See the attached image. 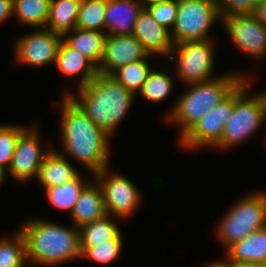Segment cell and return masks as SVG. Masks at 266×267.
Wrapping results in <instances>:
<instances>
[{
	"label": "cell",
	"mask_w": 266,
	"mask_h": 267,
	"mask_svg": "<svg viewBox=\"0 0 266 267\" xmlns=\"http://www.w3.org/2000/svg\"><path fill=\"white\" fill-rule=\"evenodd\" d=\"M173 88L172 78L164 72L152 71L143 84L140 94L149 101L160 102L170 95Z\"/></svg>",
	"instance_id": "30"
},
{
	"label": "cell",
	"mask_w": 266,
	"mask_h": 267,
	"mask_svg": "<svg viewBox=\"0 0 266 267\" xmlns=\"http://www.w3.org/2000/svg\"><path fill=\"white\" fill-rule=\"evenodd\" d=\"M253 15L266 26V2L257 4Z\"/></svg>",
	"instance_id": "35"
},
{
	"label": "cell",
	"mask_w": 266,
	"mask_h": 267,
	"mask_svg": "<svg viewBox=\"0 0 266 267\" xmlns=\"http://www.w3.org/2000/svg\"><path fill=\"white\" fill-rule=\"evenodd\" d=\"M81 0H51L46 29L64 36L76 28Z\"/></svg>",
	"instance_id": "22"
},
{
	"label": "cell",
	"mask_w": 266,
	"mask_h": 267,
	"mask_svg": "<svg viewBox=\"0 0 266 267\" xmlns=\"http://www.w3.org/2000/svg\"><path fill=\"white\" fill-rule=\"evenodd\" d=\"M144 7L143 0H106V34H133L137 17Z\"/></svg>",
	"instance_id": "16"
},
{
	"label": "cell",
	"mask_w": 266,
	"mask_h": 267,
	"mask_svg": "<svg viewBox=\"0 0 266 267\" xmlns=\"http://www.w3.org/2000/svg\"><path fill=\"white\" fill-rule=\"evenodd\" d=\"M221 19L220 12L212 4L202 0H178V13L172 27L174 44L208 40L209 28Z\"/></svg>",
	"instance_id": "7"
},
{
	"label": "cell",
	"mask_w": 266,
	"mask_h": 267,
	"mask_svg": "<svg viewBox=\"0 0 266 267\" xmlns=\"http://www.w3.org/2000/svg\"><path fill=\"white\" fill-rule=\"evenodd\" d=\"M62 36L41 28L16 41V61L33 66L55 62Z\"/></svg>",
	"instance_id": "12"
},
{
	"label": "cell",
	"mask_w": 266,
	"mask_h": 267,
	"mask_svg": "<svg viewBox=\"0 0 266 267\" xmlns=\"http://www.w3.org/2000/svg\"><path fill=\"white\" fill-rule=\"evenodd\" d=\"M202 1L212 4L218 10H220L224 4V0H202Z\"/></svg>",
	"instance_id": "38"
},
{
	"label": "cell",
	"mask_w": 266,
	"mask_h": 267,
	"mask_svg": "<svg viewBox=\"0 0 266 267\" xmlns=\"http://www.w3.org/2000/svg\"><path fill=\"white\" fill-rule=\"evenodd\" d=\"M55 62L63 75L81 74L79 87L86 86L98 75L97 67L84 55L70 47L63 39L58 48Z\"/></svg>",
	"instance_id": "18"
},
{
	"label": "cell",
	"mask_w": 266,
	"mask_h": 267,
	"mask_svg": "<svg viewBox=\"0 0 266 267\" xmlns=\"http://www.w3.org/2000/svg\"><path fill=\"white\" fill-rule=\"evenodd\" d=\"M95 182L84 187L70 213L77 228L107 215L102 189L97 180Z\"/></svg>",
	"instance_id": "17"
},
{
	"label": "cell",
	"mask_w": 266,
	"mask_h": 267,
	"mask_svg": "<svg viewBox=\"0 0 266 267\" xmlns=\"http://www.w3.org/2000/svg\"><path fill=\"white\" fill-rule=\"evenodd\" d=\"M26 131L24 127L16 125H0V173L4 179L15 153L19 137Z\"/></svg>",
	"instance_id": "29"
},
{
	"label": "cell",
	"mask_w": 266,
	"mask_h": 267,
	"mask_svg": "<svg viewBox=\"0 0 266 267\" xmlns=\"http://www.w3.org/2000/svg\"><path fill=\"white\" fill-rule=\"evenodd\" d=\"M26 260V242L20 229L14 239H0V267H26Z\"/></svg>",
	"instance_id": "28"
},
{
	"label": "cell",
	"mask_w": 266,
	"mask_h": 267,
	"mask_svg": "<svg viewBox=\"0 0 266 267\" xmlns=\"http://www.w3.org/2000/svg\"><path fill=\"white\" fill-rule=\"evenodd\" d=\"M106 35L105 31L83 30L76 27L74 30L66 33L63 36V40L70 47L88 58L98 68L104 54Z\"/></svg>",
	"instance_id": "20"
},
{
	"label": "cell",
	"mask_w": 266,
	"mask_h": 267,
	"mask_svg": "<svg viewBox=\"0 0 266 267\" xmlns=\"http://www.w3.org/2000/svg\"><path fill=\"white\" fill-rule=\"evenodd\" d=\"M36 126L26 130L17 142L15 153L9 167V173L17 181H28L37 178L39 168L48 151L40 147ZM43 151V152H42Z\"/></svg>",
	"instance_id": "14"
},
{
	"label": "cell",
	"mask_w": 266,
	"mask_h": 267,
	"mask_svg": "<svg viewBox=\"0 0 266 267\" xmlns=\"http://www.w3.org/2000/svg\"><path fill=\"white\" fill-rule=\"evenodd\" d=\"M151 56L133 34L106 35L98 73L112 75L120 67Z\"/></svg>",
	"instance_id": "13"
},
{
	"label": "cell",
	"mask_w": 266,
	"mask_h": 267,
	"mask_svg": "<svg viewBox=\"0 0 266 267\" xmlns=\"http://www.w3.org/2000/svg\"><path fill=\"white\" fill-rule=\"evenodd\" d=\"M87 184L88 181L84 182L79 173L74 179L64 185L46 188L47 200L53 207L72 212L81 191Z\"/></svg>",
	"instance_id": "25"
},
{
	"label": "cell",
	"mask_w": 266,
	"mask_h": 267,
	"mask_svg": "<svg viewBox=\"0 0 266 267\" xmlns=\"http://www.w3.org/2000/svg\"><path fill=\"white\" fill-rule=\"evenodd\" d=\"M256 2V5L259 4V3H263V2H266V0H255Z\"/></svg>",
	"instance_id": "41"
},
{
	"label": "cell",
	"mask_w": 266,
	"mask_h": 267,
	"mask_svg": "<svg viewBox=\"0 0 266 267\" xmlns=\"http://www.w3.org/2000/svg\"><path fill=\"white\" fill-rule=\"evenodd\" d=\"M144 3H164V2H171L176 0H143Z\"/></svg>",
	"instance_id": "40"
},
{
	"label": "cell",
	"mask_w": 266,
	"mask_h": 267,
	"mask_svg": "<svg viewBox=\"0 0 266 267\" xmlns=\"http://www.w3.org/2000/svg\"><path fill=\"white\" fill-rule=\"evenodd\" d=\"M266 227V195L252 193L234 204L217 226V237L226 249L253 231Z\"/></svg>",
	"instance_id": "5"
},
{
	"label": "cell",
	"mask_w": 266,
	"mask_h": 267,
	"mask_svg": "<svg viewBox=\"0 0 266 267\" xmlns=\"http://www.w3.org/2000/svg\"><path fill=\"white\" fill-rule=\"evenodd\" d=\"M78 90L79 97L72 93L64 94L109 136L127 114L135 95L113 76L100 73Z\"/></svg>",
	"instance_id": "2"
},
{
	"label": "cell",
	"mask_w": 266,
	"mask_h": 267,
	"mask_svg": "<svg viewBox=\"0 0 266 267\" xmlns=\"http://www.w3.org/2000/svg\"><path fill=\"white\" fill-rule=\"evenodd\" d=\"M106 0H81L76 27L101 32L106 28Z\"/></svg>",
	"instance_id": "27"
},
{
	"label": "cell",
	"mask_w": 266,
	"mask_h": 267,
	"mask_svg": "<svg viewBox=\"0 0 266 267\" xmlns=\"http://www.w3.org/2000/svg\"><path fill=\"white\" fill-rule=\"evenodd\" d=\"M232 267H266V263L257 262H232Z\"/></svg>",
	"instance_id": "36"
},
{
	"label": "cell",
	"mask_w": 266,
	"mask_h": 267,
	"mask_svg": "<svg viewBox=\"0 0 266 267\" xmlns=\"http://www.w3.org/2000/svg\"><path fill=\"white\" fill-rule=\"evenodd\" d=\"M145 8L158 24L172 29L178 13V0L164 3H145Z\"/></svg>",
	"instance_id": "32"
},
{
	"label": "cell",
	"mask_w": 266,
	"mask_h": 267,
	"mask_svg": "<svg viewBox=\"0 0 266 267\" xmlns=\"http://www.w3.org/2000/svg\"><path fill=\"white\" fill-rule=\"evenodd\" d=\"M151 71L152 69L148 65L147 59H144L120 67L111 76L127 90L136 94L141 91Z\"/></svg>",
	"instance_id": "26"
},
{
	"label": "cell",
	"mask_w": 266,
	"mask_h": 267,
	"mask_svg": "<svg viewBox=\"0 0 266 267\" xmlns=\"http://www.w3.org/2000/svg\"><path fill=\"white\" fill-rule=\"evenodd\" d=\"M213 43L210 39L174 44L177 53V73L187 85L213 79Z\"/></svg>",
	"instance_id": "8"
},
{
	"label": "cell",
	"mask_w": 266,
	"mask_h": 267,
	"mask_svg": "<svg viewBox=\"0 0 266 267\" xmlns=\"http://www.w3.org/2000/svg\"><path fill=\"white\" fill-rule=\"evenodd\" d=\"M233 109L234 90L196 122L180 138V144L185 148L207 145L215 147L221 141L225 123L230 118Z\"/></svg>",
	"instance_id": "10"
},
{
	"label": "cell",
	"mask_w": 266,
	"mask_h": 267,
	"mask_svg": "<svg viewBox=\"0 0 266 267\" xmlns=\"http://www.w3.org/2000/svg\"><path fill=\"white\" fill-rule=\"evenodd\" d=\"M78 171L68 161L64 152L48 150L39 168L37 179L46 189L64 185L78 175Z\"/></svg>",
	"instance_id": "19"
},
{
	"label": "cell",
	"mask_w": 266,
	"mask_h": 267,
	"mask_svg": "<svg viewBox=\"0 0 266 267\" xmlns=\"http://www.w3.org/2000/svg\"><path fill=\"white\" fill-rule=\"evenodd\" d=\"M27 259L35 264L56 265L82 258L79 228H65L45 220H28L21 228Z\"/></svg>",
	"instance_id": "3"
},
{
	"label": "cell",
	"mask_w": 266,
	"mask_h": 267,
	"mask_svg": "<svg viewBox=\"0 0 266 267\" xmlns=\"http://www.w3.org/2000/svg\"><path fill=\"white\" fill-rule=\"evenodd\" d=\"M51 0H13V14L18 22L36 29L46 28Z\"/></svg>",
	"instance_id": "24"
},
{
	"label": "cell",
	"mask_w": 266,
	"mask_h": 267,
	"mask_svg": "<svg viewBox=\"0 0 266 267\" xmlns=\"http://www.w3.org/2000/svg\"><path fill=\"white\" fill-rule=\"evenodd\" d=\"M13 14V0H0V23Z\"/></svg>",
	"instance_id": "34"
},
{
	"label": "cell",
	"mask_w": 266,
	"mask_h": 267,
	"mask_svg": "<svg viewBox=\"0 0 266 267\" xmlns=\"http://www.w3.org/2000/svg\"><path fill=\"white\" fill-rule=\"evenodd\" d=\"M260 101H261V104H262V108H263V111H264V116H266V92L265 93H261V94H256Z\"/></svg>",
	"instance_id": "39"
},
{
	"label": "cell",
	"mask_w": 266,
	"mask_h": 267,
	"mask_svg": "<svg viewBox=\"0 0 266 267\" xmlns=\"http://www.w3.org/2000/svg\"><path fill=\"white\" fill-rule=\"evenodd\" d=\"M206 267H232V261L227 257V259L222 261H216L214 263H209Z\"/></svg>",
	"instance_id": "37"
},
{
	"label": "cell",
	"mask_w": 266,
	"mask_h": 267,
	"mask_svg": "<svg viewBox=\"0 0 266 267\" xmlns=\"http://www.w3.org/2000/svg\"><path fill=\"white\" fill-rule=\"evenodd\" d=\"M255 7V0H224L223 7L219 12L221 17H226L232 14L253 13Z\"/></svg>",
	"instance_id": "33"
},
{
	"label": "cell",
	"mask_w": 266,
	"mask_h": 267,
	"mask_svg": "<svg viewBox=\"0 0 266 267\" xmlns=\"http://www.w3.org/2000/svg\"><path fill=\"white\" fill-rule=\"evenodd\" d=\"M133 35L152 56L169 55L174 47L170 30L158 24L145 7L137 17Z\"/></svg>",
	"instance_id": "15"
},
{
	"label": "cell",
	"mask_w": 266,
	"mask_h": 267,
	"mask_svg": "<svg viewBox=\"0 0 266 267\" xmlns=\"http://www.w3.org/2000/svg\"><path fill=\"white\" fill-rule=\"evenodd\" d=\"M232 73L200 83L190 84L172 107L167 120L175 122L182 127L180 138L208 111L217 106L226 98L243 80L244 76Z\"/></svg>",
	"instance_id": "4"
},
{
	"label": "cell",
	"mask_w": 266,
	"mask_h": 267,
	"mask_svg": "<svg viewBox=\"0 0 266 267\" xmlns=\"http://www.w3.org/2000/svg\"><path fill=\"white\" fill-rule=\"evenodd\" d=\"M122 233L108 244H98L94 247H80L81 257H87L98 264H110L120 256L123 247Z\"/></svg>",
	"instance_id": "31"
},
{
	"label": "cell",
	"mask_w": 266,
	"mask_h": 267,
	"mask_svg": "<svg viewBox=\"0 0 266 267\" xmlns=\"http://www.w3.org/2000/svg\"><path fill=\"white\" fill-rule=\"evenodd\" d=\"M221 19L239 50L258 58L266 56V26L253 13L232 14Z\"/></svg>",
	"instance_id": "11"
},
{
	"label": "cell",
	"mask_w": 266,
	"mask_h": 267,
	"mask_svg": "<svg viewBox=\"0 0 266 267\" xmlns=\"http://www.w3.org/2000/svg\"><path fill=\"white\" fill-rule=\"evenodd\" d=\"M247 77L234 89V109L225 123L216 148H229L247 140L264 122V111L257 95L248 97Z\"/></svg>",
	"instance_id": "6"
},
{
	"label": "cell",
	"mask_w": 266,
	"mask_h": 267,
	"mask_svg": "<svg viewBox=\"0 0 266 267\" xmlns=\"http://www.w3.org/2000/svg\"><path fill=\"white\" fill-rule=\"evenodd\" d=\"M61 133L64 152L77 159L94 175L108 166L110 137L68 96L62 101Z\"/></svg>",
	"instance_id": "1"
},
{
	"label": "cell",
	"mask_w": 266,
	"mask_h": 267,
	"mask_svg": "<svg viewBox=\"0 0 266 267\" xmlns=\"http://www.w3.org/2000/svg\"><path fill=\"white\" fill-rule=\"evenodd\" d=\"M4 181L3 175L0 173V184Z\"/></svg>",
	"instance_id": "42"
},
{
	"label": "cell",
	"mask_w": 266,
	"mask_h": 267,
	"mask_svg": "<svg viewBox=\"0 0 266 267\" xmlns=\"http://www.w3.org/2000/svg\"><path fill=\"white\" fill-rule=\"evenodd\" d=\"M109 170L94 174L103 192L106 212L112 217L127 218L139 206L138 187L123 175L109 173Z\"/></svg>",
	"instance_id": "9"
},
{
	"label": "cell",
	"mask_w": 266,
	"mask_h": 267,
	"mask_svg": "<svg viewBox=\"0 0 266 267\" xmlns=\"http://www.w3.org/2000/svg\"><path fill=\"white\" fill-rule=\"evenodd\" d=\"M226 252L232 262L266 263V227L233 243Z\"/></svg>",
	"instance_id": "21"
},
{
	"label": "cell",
	"mask_w": 266,
	"mask_h": 267,
	"mask_svg": "<svg viewBox=\"0 0 266 267\" xmlns=\"http://www.w3.org/2000/svg\"><path fill=\"white\" fill-rule=\"evenodd\" d=\"M121 234L117 224L109 214L79 228L80 247H94L98 244H108Z\"/></svg>",
	"instance_id": "23"
}]
</instances>
